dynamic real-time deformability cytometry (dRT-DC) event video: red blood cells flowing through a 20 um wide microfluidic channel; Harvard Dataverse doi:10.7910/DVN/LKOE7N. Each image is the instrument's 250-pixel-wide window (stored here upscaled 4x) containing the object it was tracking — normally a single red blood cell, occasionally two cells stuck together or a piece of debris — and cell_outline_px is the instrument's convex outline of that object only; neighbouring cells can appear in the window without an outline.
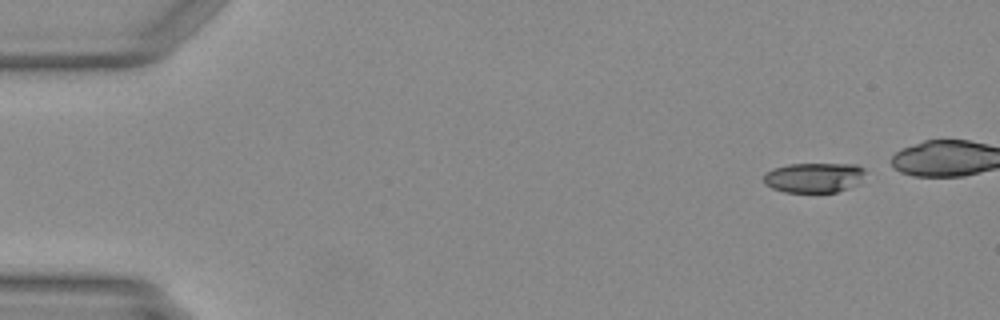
{"species": "Egyptian fruit bat (a non-hibernating species)", "species_latin": "Rousettus aegyptiacus", "temperature_condition": "warm", "stored_images_in_passage": 37, "camera_frame_rate_fps": 3000, "um_per_image_px": 0.085, "animal": {"sex": "female"}, "frame": {"image": 1, "passage_image": 1, "time_ms": 0.0, "image_size_px": [1000, 320], "cell_outline_px": [[864, 172], [856, 184], [848, 188], [836, 192], [784, 192], [772, 188], [764, 184], [764, 176], [772, 168], [788, 164], [856, 164], [864, 168]], "centroid_in_image_um": [69.15, 15.09], "position_along_channel_um": 15.9, "area_um2": 17.57}}